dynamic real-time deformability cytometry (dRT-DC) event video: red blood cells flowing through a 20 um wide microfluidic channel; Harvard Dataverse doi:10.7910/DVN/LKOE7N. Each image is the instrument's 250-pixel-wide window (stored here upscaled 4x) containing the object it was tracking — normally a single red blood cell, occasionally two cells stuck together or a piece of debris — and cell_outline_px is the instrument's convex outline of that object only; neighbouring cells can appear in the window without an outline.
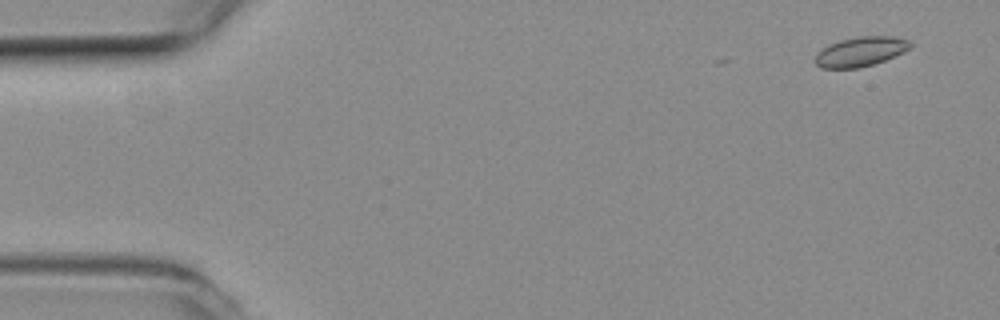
{"species": "common noctule bat (a hibernating species)", "species_latin": "Nyctalus noctula", "temperature_condition": "room temperature", "stored_images_in_passage": 5, "camera_frame_rate_fps": 3000, "um_per_image_px": 0.085, "animal": {"sex": "female", "body_mass_g": 19.3, "forearm_length_mm": 54.1}, "frame": {"image": 1, "passage_image": 1, "time_ms": 0.0, "image_size_px": [1000, 320], "cell_outline_px": [[912, 44], [908, 48], [884, 60], [860, 68], [820, 68], [816, 64], [816, 52], [828, 44], [840, 40], [860, 36], [892, 36], [908, 40]], "centroid_in_image_um": [73.08, 4.38], "position_along_channel_um": 11.9, "area_um2": 16.13}}